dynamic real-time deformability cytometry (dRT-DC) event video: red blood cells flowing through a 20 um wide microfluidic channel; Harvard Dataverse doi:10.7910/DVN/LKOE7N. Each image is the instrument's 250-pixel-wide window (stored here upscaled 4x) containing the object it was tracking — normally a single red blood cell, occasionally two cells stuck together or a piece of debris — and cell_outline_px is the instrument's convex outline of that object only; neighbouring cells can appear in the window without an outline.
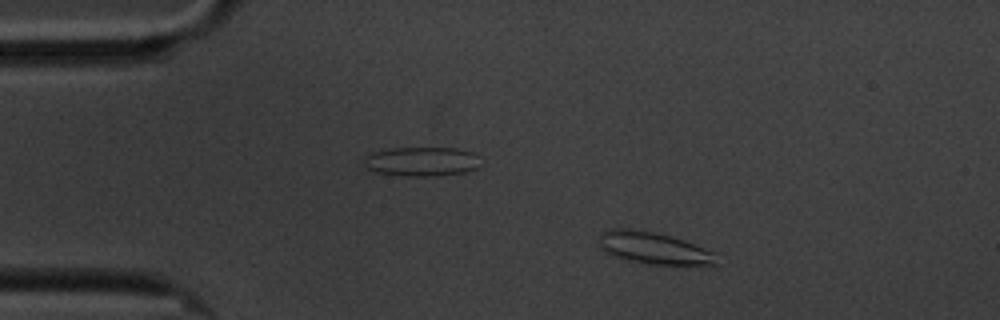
{"species": "common noctule bat (a hibernating species)", "species_latin": "Nyctalus noctula", "temperature_condition": "cold", "stored_images_in_passage": 4, "camera_frame_rate_fps": 3000, "um_per_image_px": 0.085, "animal": {"sex": "male", "body_mass_g": 20.1, "forearm_length_mm": 53.5}, "frame": {"image": 1, "passage_image": 2, "time_ms": 1.333, "image_size_px": [1000, 320], "cell_outline_px": [[720, 264], [648, 264], [628, 260], [612, 256], [604, 252], [600, 248], [600, 232], [612, 228], [628, 228], [652, 232], [684, 240], [716, 252]], "centroid_in_image_um": [55.56, 21.09], "position_along_channel_um": 29.4, "area_um2": 21.85}}